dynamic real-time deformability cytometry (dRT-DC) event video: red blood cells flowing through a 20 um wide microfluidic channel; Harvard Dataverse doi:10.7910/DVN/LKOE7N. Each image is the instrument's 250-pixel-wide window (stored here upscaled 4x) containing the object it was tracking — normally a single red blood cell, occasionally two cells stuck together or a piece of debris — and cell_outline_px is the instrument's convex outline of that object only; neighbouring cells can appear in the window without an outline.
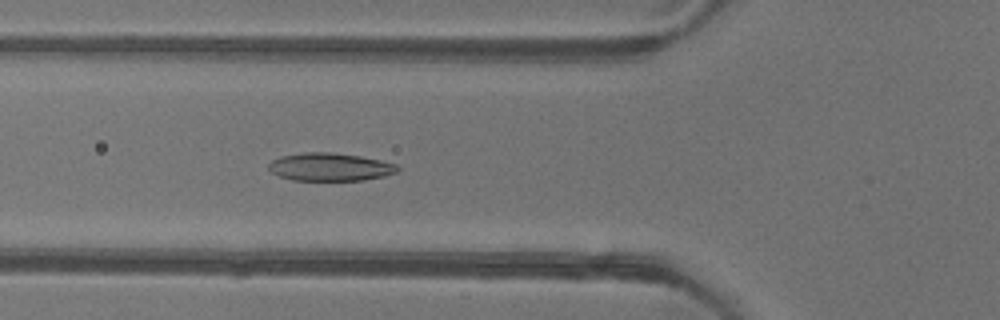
{"species": "common noctule bat (a hibernating species)", "species_latin": "Nyctalus noctula", "temperature_condition": "warm", "stored_images_in_passage": 53, "camera_frame_rate_fps": 3000, "um_per_image_px": 0.085, "animal": {"sex": "female"}, "frame": {"image": 1, "passage_image": 19, "time_ms": 6.0, "image_size_px": [1000, 320], "cell_outline_px": [[400, 172], [384, 176], [364, 180], [292, 180], [280, 176], [272, 172], [268, 168], [268, 164], [272, 160], [280, 156], [304, 152], [332, 152], [360, 156], [380, 160], [396, 164], [400, 168]], "centroid_in_image_um": [28.07, 14.19], "position_along_channel_um": 97.7, "area_um2": 21.1}}
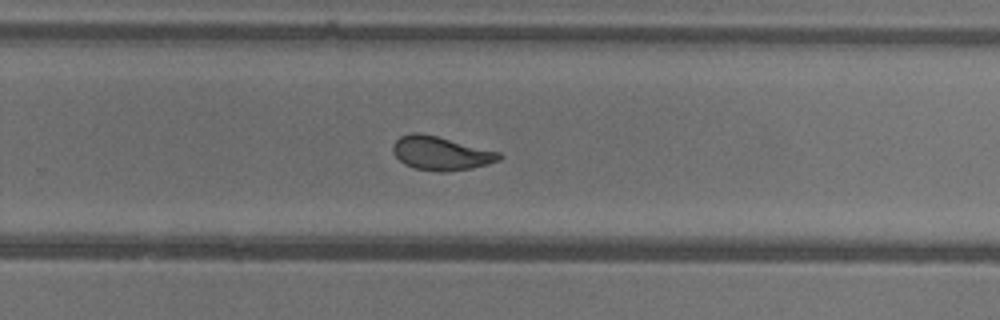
{"frame": {"image": 2, "passage_image": 34, "time_ms": 11.0, "image_size_px": [1000, 320], "cell_outline_px": [[500, 160], [488, 164], [472, 168], [448, 172], [440, 172], [416, 168], [404, 164], [392, 152], [392, 144], [400, 136], [412, 132], [420, 132], [500, 152]], "centroid_in_image_um": [37.45, 13.03], "position_along_channel_um": 292.4, "area_um2": 20.81}}
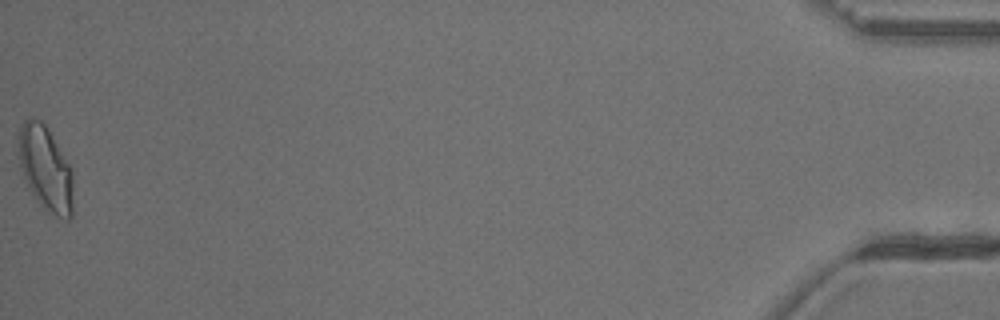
{"frame": {"image": 3, "passage_image": 53, "time_ms": 17.333, "image_size_px": [1000, 320], "cell_outline_px": [[72, 216], [68, 220], [64, 220], [48, 212], [36, 200], [20, 168], [16, 152], [16, 140], [20, 124], [24, 120], [32, 116], [40, 120], [44, 124], [72, 168]], "centroid_in_image_um": [3.83, 14.29], "position_along_channel_um": 431.4, "area_um2": 27.34}, "authors_computed_cell_mechanics": {"area_um2": 21.964, "velocity_mm_per_s": 3.89, "shape_relaxation_time_tau1_ms": 5.1548, "shape_relaxation_time_tau2_ms": 1.5056, "deformation_change_tau1": 0.1647, "deformation_change_tau2": 0.0809}}